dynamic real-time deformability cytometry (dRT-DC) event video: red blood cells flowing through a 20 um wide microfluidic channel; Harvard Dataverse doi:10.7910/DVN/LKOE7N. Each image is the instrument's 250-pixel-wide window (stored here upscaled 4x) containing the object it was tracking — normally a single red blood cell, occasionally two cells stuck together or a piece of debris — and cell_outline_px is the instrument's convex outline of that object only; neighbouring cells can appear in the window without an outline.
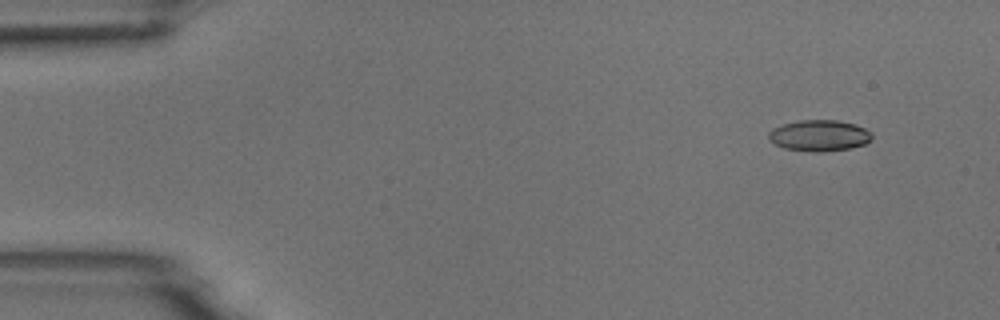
{"species": "common noctule bat (a hibernating species)", "species_latin": "Nyctalus noctula", "temperature_condition": "room temperature", "stored_images_in_passage": 5, "camera_frame_rate_fps": 3000, "um_per_image_px": 0.085, "animal": {"sex": "male", "body_mass_g": 18.8}, "frame": {"image": 1, "passage_image": 2, "time_ms": 0.333, "image_size_px": [1000, 320], "cell_outline_px": [[872, 140], [864, 144], [848, 148], [820, 152], [812, 152], [784, 148], [768, 140], [768, 132], [772, 128], [784, 124], [800, 120], [836, 120], [856, 124], [872, 132]], "centroid_in_image_um": [69.63, 11.52], "position_along_channel_um": 15.4, "area_um2": 18.79}}
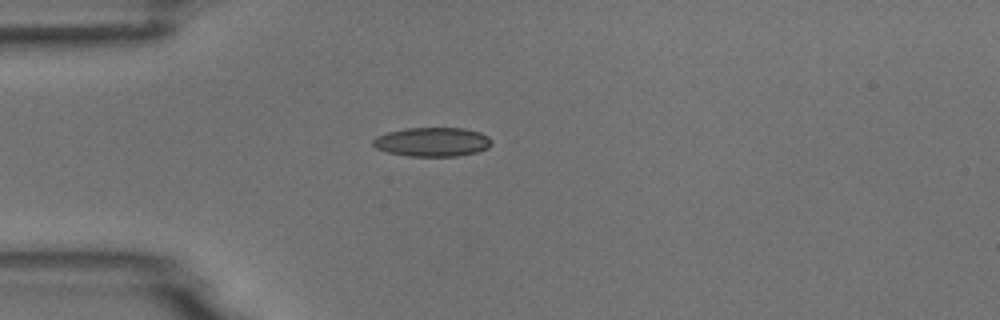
{"frame": {"image": 2, "passage_image": 4, "time_ms": 1.0, "image_size_px": [1000, 320], "cell_outline_px": [[492, 144], [488, 148], [476, 152], [456, 156], [408, 156], [388, 152], [376, 148], [372, 144], [372, 140], [376, 136], [388, 132], [404, 128], [464, 128], [480, 132], [488, 136], [492, 140]], "centroid_in_image_um": [36.75, 12.06], "position_along_channel_um": 48.2, "area_um2": 20.17}}